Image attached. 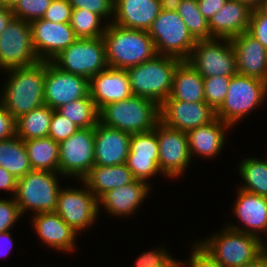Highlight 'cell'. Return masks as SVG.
Wrapping results in <instances>:
<instances>
[{
	"label": "cell",
	"mask_w": 267,
	"mask_h": 267,
	"mask_svg": "<svg viewBox=\"0 0 267 267\" xmlns=\"http://www.w3.org/2000/svg\"><path fill=\"white\" fill-rule=\"evenodd\" d=\"M0 103L17 120L44 102L46 62L29 67L11 68Z\"/></svg>",
	"instance_id": "obj_1"
},
{
	"label": "cell",
	"mask_w": 267,
	"mask_h": 267,
	"mask_svg": "<svg viewBox=\"0 0 267 267\" xmlns=\"http://www.w3.org/2000/svg\"><path fill=\"white\" fill-rule=\"evenodd\" d=\"M103 39L109 68L126 70L157 55L154 41L146 30L128 29L110 23Z\"/></svg>",
	"instance_id": "obj_2"
},
{
	"label": "cell",
	"mask_w": 267,
	"mask_h": 267,
	"mask_svg": "<svg viewBox=\"0 0 267 267\" xmlns=\"http://www.w3.org/2000/svg\"><path fill=\"white\" fill-rule=\"evenodd\" d=\"M160 122V106L147 98L134 96L109 103L99 110V123L129 134L153 130Z\"/></svg>",
	"instance_id": "obj_3"
},
{
	"label": "cell",
	"mask_w": 267,
	"mask_h": 267,
	"mask_svg": "<svg viewBox=\"0 0 267 267\" xmlns=\"http://www.w3.org/2000/svg\"><path fill=\"white\" fill-rule=\"evenodd\" d=\"M181 61L157 54L148 61L126 69L132 95L150 99L160 106L170 95L174 72Z\"/></svg>",
	"instance_id": "obj_4"
},
{
	"label": "cell",
	"mask_w": 267,
	"mask_h": 267,
	"mask_svg": "<svg viewBox=\"0 0 267 267\" xmlns=\"http://www.w3.org/2000/svg\"><path fill=\"white\" fill-rule=\"evenodd\" d=\"M199 244L223 267H242L261 255V239L226 227Z\"/></svg>",
	"instance_id": "obj_5"
},
{
	"label": "cell",
	"mask_w": 267,
	"mask_h": 267,
	"mask_svg": "<svg viewBox=\"0 0 267 267\" xmlns=\"http://www.w3.org/2000/svg\"><path fill=\"white\" fill-rule=\"evenodd\" d=\"M50 62L64 72L90 80L108 68L104 39L77 38Z\"/></svg>",
	"instance_id": "obj_6"
},
{
	"label": "cell",
	"mask_w": 267,
	"mask_h": 267,
	"mask_svg": "<svg viewBox=\"0 0 267 267\" xmlns=\"http://www.w3.org/2000/svg\"><path fill=\"white\" fill-rule=\"evenodd\" d=\"M44 170H31L17 179L16 204L23 215L26 210L37 213L54 212L60 187L56 174Z\"/></svg>",
	"instance_id": "obj_7"
},
{
	"label": "cell",
	"mask_w": 267,
	"mask_h": 267,
	"mask_svg": "<svg viewBox=\"0 0 267 267\" xmlns=\"http://www.w3.org/2000/svg\"><path fill=\"white\" fill-rule=\"evenodd\" d=\"M266 95V81L237 73L231 76L228 93L216 110V118L231 126L262 104Z\"/></svg>",
	"instance_id": "obj_8"
},
{
	"label": "cell",
	"mask_w": 267,
	"mask_h": 267,
	"mask_svg": "<svg viewBox=\"0 0 267 267\" xmlns=\"http://www.w3.org/2000/svg\"><path fill=\"white\" fill-rule=\"evenodd\" d=\"M157 54L188 60L197 40L177 11L161 10L148 30Z\"/></svg>",
	"instance_id": "obj_9"
},
{
	"label": "cell",
	"mask_w": 267,
	"mask_h": 267,
	"mask_svg": "<svg viewBox=\"0 0 267 267\" xmlns=\"http://www.w3.org/2000/svg\"><path fill=\"white\" fill-rule=\"evenodd\" d=\"M216 39L197 40L188 61L203 78L236 75V56L230 39ZM219 40L224 44H219Z\"/></svg>",
	"instance_id": "obj_10"
},
{
	"label": "cell",
	"mask_w": 267,
	"mask_h": 267,
	"mask_svg": "<svg viewBox=\"0 0 267 267\" xmlns=\"http://www.w3.org/2000/svg\"><path fill=\"white\" fill-rule=\"evenodd\" d=\"M40 62L32 44L30 23L14 18L0 34V67H29Z\"/></svg>",
	"instance_id": "obj_11"
},
{
	"label": "cell",
	"mask_w": 267,
	"mask_h": 267,
	"mask_svg": "<svg viewBox=\"0 0 267 267\" xmlns=\"http://www.w3.org/2000/svg\"><path fill=\"white\" fill-rule=\"evenodd\" d=\"M59 174L82 178L94 166V128H81L59 143Z\"/></svg>",
	"instance_id": "obj_12"
},
{
	"label": "cell",
	"mask_w": 267,
	"mask_h": 267,
	"mask_svg": "<svg viewBox=\"0 0 267 267\" xmlns=\"http://www.w3.org/2000/svg\"><path fill=\"white\" fill-rule=\"evenodd\" d=\"M89 79L60 70L46 62L44 102L53 110L89 95Z\"/></svg>",
	"instance_id": "obj_13"
},
{
	"label": "cell",
	"mask_w": 267,
	"mask_h": 267,
	"mask_svg": "<svg viewBox=\"0 0 267 267\" xmlns=\"http://www.w3.org/2000/svg\"><path fill=\"white\" fill-rule=\"evenodd\" d=\"M86 189H60L54 211L77 233L89 227L99 213L98 199Z\"/></svg>",
	"instance_id": "obj_14"
},
{
	"label": "cell",
	"mask_w": 267,
	"mask_h": 267,
	"mask_svg": "<svg viewBox=\"0 0 267 267\" xmlns=\"http://www.w3.org/2000/svg\"><path fill=\"white\" fill-rule=\"evenodd\" d=\"M159 146V168L161 173L178 177L191 162L186 132L172 129L159 122L153 129Z\"/></svg>",
	"instance_id": "obj_15"
},
{
	"label": "cell",
	"mask_w": 267,
	"mask_h": 267,
	"mask_svg": "<svg viewBox=\"0 0 267 267\" xmlns=\"http://www.w3.org/2000/svg\"><path fill=\"white\" fill-rule=\"evenodd\" d=\"M216 119V111L206 102L165 100L160 105V122L172 129L188 132Z\"/></svg>",
	"instance_id": "obj_16"
},
{
	"label": "cell",
	"mask_w": 267,
	"mask_h": 267,
	"mask_svg": "<svg viewBox=\"0 0 267 267\" xmlns=\"http://www.w3.org/2000/svg\"><path fill=\"white\" fill-rule=\"evenodd\" d=\"M32 44L40 61L50 62L77 37L70 23H56L45 19L30 22Z\"/></svg>",
	"instance_id": "obj_17"
},
{
	"label": "cell",
	"mask_w": 267,
	"mask_h": 267,
	"mask_svg": "<svg viewBox=\"0 0 267 267\" xmlns=\"http://www.w3.org/2000/svg\"><path fill=\"white\" fill-rule=\"evenodd\" d=\"M126 165L135 179L145 182L150 176L161 172L159 168V146L154 130L131 134L130 151Z\"/></svg>",
	"instance_id": "obj_18"
},
{
	"label": "cell",
	"mask_w": 267,
	"mask_h": 267,
	"mask_svg": "<svg viewBox=\"0 0 267 267\" xmlns=\"http://www.w3.org/2000/svg\"><path fill=\"white\" fill-rule=\"evenodd\" d=\"M131 134L98 123L94 127V165L112 166L126 163Z\"/></svg>",
	"instance_id": "obj_19"
},
{
	"label": "cell",
	"mask_w": 267,
	"mask_h": 267,
	"mask_svg": "<svg viewBox=\"0 0 267 267\" xmlns=\"http://www.w3.org/2000/svg\"><path fill=\"white\" fill-rule=\"evenodd\" d=\"M237 73L267 82V49L248 32L230 39Z\"/></svg>",
	"instance_id": "obj_20"
},
{
	"label": "cell",
	"mask_w": 267,
	"mask_h": 267,
	"mask_svg": "<svg viewBox=\"0 0 267 267\" xmlns=\"http://www.w3.org/2000/svg\"><path fill=\"white\" fill-rule=\"evenodd\" d=\"M89 94L98 110L103 106L119 102L132 96L126 70L106 68L89 80Z\"/></svg>",
	"instance_id": "obj_21"
},
{
	"label": "cell",
	"mask_w": 267,
	"mask_h": 267,
	"mask_svg": "<svg viewBox=\"0 0 267 267\" xmlns=\"http://www.w3.org/2000/svg\"><path fill=\"white\" fill-rule=\"evenodd\" d=\"M161 12L159 0H115L111 23L128 29L148 31Z\"/></svg>",
	"instance_id": "obj_22"
},
{
	"label": "cell",
	"mask_w": 267,
	"mask_h": 267,
	"mask_svg": "<svg viewBox=\"0 0 267 267\" xmlns=\"http://www.w3.org/2000/svg\"><path fill=\"white\" fill-rule=\"evenodd\" d=\"M234 213L248 229L230 224L227 228L257 237H261L260 232L267 233V197L239 189Z\"/></svg>",
	"instance_id": "obj_23"
},
{
	"label": "cell",
	"mask_w": 267,
	"mask_h": 267,
	"mask_svg": "<svg viewBox=\"0 0 267 267\" xmlns=\"http://www.w3.org/2000/svg\"><path fill=\"white\" fill-rule=\"evenodd\" d=\"M252 9L237 0H227L209 20L212 38L231 39L248 32Z\"/></svg>",
	"instance_id": "obj_24"
},
{
	"label": "cell",
	"mask_w": 267,
	"mask_h": 267,
	"mask_svg": "<svg viewBox=\"0 0 267 267\" xmlns=\"http://www.w3.org/2000/svg\"><path fill=\"white\" fill-rule=\"evenodd\" d=\"M32 224L38 236L50 248L62 251H72L75 247V237L78 234L57 213H37Z\"/></svg>",
	"instance_id": "obj_25"
},
{
	"label": "cell",
	"mask_w": 267,
	"mask_h": 267,
	"mask_svg": "<svg viewBox=\"0 0 267 267\" xmlns=\"http://www.w3.org/2000/svg\"><path fill=\"white\" fill-rule=\"evenodd\" d=\"M150 191L149 184L135 179L132 183L109 190L98 199V206L116 216L129 215L135 212Z\"/></svg>",
	"instance_id": "obj_26"
},
{
	"label": "cell",
	"mask_w": 267,
	"mask_h": 267,
	"mask_svg": "<svg viewBox=\"0 0 267 267\" xmlns=\"http://www.w3.org/2000/svg\"><path fill=\"white\" fill-rule=\"evenodd\" d=\"M134 180L132 172L126 163H123L112 166L94 165L81 181L85 183L84 187H87L99 199L109 190L130 184Z\"/></svg>",
	"instance_id": "obj_27"
},
{
	"label": "cell",
	"mask_w": 267,
	"mask_h": 267,
	"mask_svg": "<svg viewBox=\"0 0 267 267\" xmlns=\"http://www.w3.org/2000/svg\"><path fill=\"white\" fill-rule=\"evenodd\" d=\"M228 127L232 128L229 124L216 118L205 126L186 132L190 156L195 153L206 158L215 157L224 146V132Z\"/></svg>",
	"instance_id": "obj_28"
},
{
	"label": "cell",
	"mask_w": 267,
	"mask_h": 267,
	"mask_svg": "<svg viewBox=\"0 0 267 267\" xmlns=\"http://www.w3.org/2000/svg\"><path fill=\"white\" fill-rule=\"evenodd\" d=\"M166 100L205 102L203 77L188 60L176 67L169 97Z\"/></svg>",
	"instance_id": "obj_29"
},
{
	"label": "cell",
	"mask_w": 267,
	"mask_h": 267,
	"mask_svg": "<svg viewBox=\"0 0 267 267\" xmlns=\"http://www.w3.org/2000/svg\"><path fill=\"white\" fill-rule=\"evenodd\" d=\"M24 145L33 170L58 172L59 174L58 142L48 136L26 140Z\"/></svg>",
	"instance_id": "obj_30"
},
{
	"label": "cell",
	"mask_w": 267,
	"mask_h": 267,
	"mask_svg": "<svg viewBox=\"0 0 267 267\" xmlns=\"http://www.w3.org/2000/svg\"><path fill=\"white\" fill-rule=\"evenodd\" d=\"M0 166L16 179L22 178L33 170L24 141L17 135L0 140Z\"/></svg>",
	"instance_id": "obj_31"
},
{
	"label": "cell",
	"mask_w": 267,
	"mask_h": 267,
	"mask_svg": "<svg viewBox=\"0 0 267 267\" xmlns=\"http://www.w3.org/2000/svg\"><path fill=\"white\" fill-rule=\"evenodd\" d=\"M53 109L43 104L16 120V135L23 141L48 137Z\"/></svg>",
	"instance_id": "obj_32"
},
{
	"label": "cell",
	"mask_w": 267,
	"mask_h": 267,
	"mask_svg": "<svg viewBox=\"0 0 267 267\" xmlns=\"http://www.w3.org/2000/svg\"><path fill=\"white\" fill-rule=\"evenodd\" d=\"M56 111L72 121L79 129L94 128L99 123V110L90 94L64 104Z\"/></svg>",
	"instance_id": "obj_33"
},
{
	"label": "cell",
	"mask_w": 267,
	"mask_h": 267,
	"mask_svg": "<svg viewBox=\"0 0 267 267\" xmlns=\"http://www.w3.org/2000/svg\"><path fill=\"white\" fill-rule=\"evenodd\" d=\"M238 170L245 182L240 189L267 197V160L246 158Z\"/></svg>",
	"instance_id": "obj_34"
},
{
	"label": "cell",
	"mask_w": 267,
	"mask_h": 267,
	"mask_svg": "<svg viewBox=\"0 0 267 267\" xmlns=\"http://www.w3.org/2000/svg\"><path fill=\"white\" fill-rule=\"evenodd\" d=\"M177 12L196 40L211 39L209 22L199 11L197 0H182Z\"/></svg>",
	"instance_id": "obj_35"
},
{
	"label": "cell",
	"mask_w": 267,
	"mask_h": 267,
	"mask_svg": "<svg viewBox=\"0 0 267 267\" xmlns=\"http://www.w3.org/2000/svg\"><path fill=\"white\" fill-rule=\"evenodd\" d=\"M101 19L100 15L87 9L73 8L70 26L77 38H100L107 28V25L104 28L100 26Z\"/></svg>",
	"instance_id": "obj_36"
},
{
	"label": "cell",
	"mask_w": 267,
	"mask_h": 267,
	"mask_svg": "<svg viewBox=\"0 0 267 267\" xmlns=\"http://www.w3.org/2000/svg\"><path fill=\"white\" fill-rule=\"evenodd\" d=\"M231 77L211 76L203 78L205 102L215 111L222 105L228 93Z\"/></svg>",
	"instance_id": "obj_37"
},
{
	"label": "cell",
	"mask_w": 267,
	"mask_h": 267,
	"mask_svg": "<svg viewBox=\"0 0 267 267\" xmlns=\"http://www.w3.org/2000/svg\"><path fill=\"white\" fill-rule=\"evenodd\" d=\"M52 0H17L12 12L16 19L31 22L42 19Z\"/></svg>",
	"instance_id": "obj_38"
},
{
	"label": "cell",
	"mask_w": 267,
	"mask_h": 267,
	"mask_svg": "<svg viewBox=\"0 0 267 267\" xmlns=\"http://www.w3.org/2000/svg\"><path fill=\"white\" fill-rule=\"evenodd\" d=\"M79 128L68 118L59 114L56 110L53 111L48 136L54 141L60 143L71 137Z\"/></svg>",
	"instance_id": "obj_39"
},
{
	"label": "cell",
	"mask_w": 267,
	"mask_h": 267,
	"mask_svg": "<svg viewBox=\"0 0 267 267\" xmlns=\"http://www.w3.org/2000/svg\"><path fill=\"white\" fill-rule=\"evenodd\" d=\"M180 263L167 253L164 248L144 252L137 260L135 267H180Z\"/></svg>",
	"instance_id": "obj_40"
},
{
	"label": "cell",
	"mask_w": 267,
	"mask_h": 267,
	"mask_svg": "<svg viewBox=\"0 0 267 267\" xmlns=\"http://www.w3.org/2000/svg\"><path fill=\"white\" fill-rule=\"evenodd\" d=\"M72 8L87 9L100 15L102 18H107L114 15L115 0H68ZM106 16V17H105Z\"/></svg>",
	"instance_id": "obj_41"
},
{
	"label": "cell",
	"mask_w": 267,
	"mask_h": 267,
	"mask_svg": "<svg viewBox=\"0 0 267 267\" xmlns=\"http://www.w3.org/2000/svg\"><path fill=\"white\" fill-rule=\"evenodd\" d=\"M72 9L68 0H52L42 19L56 23H70Z\"/></svg>",
	"instance_id": "obj_42"
},
{
	"label": "cell",
	"mask_w": 267,
	"mask_h": 267,
	"mask_svg": "<svg viewBox=\"0 0 267 267\" xmlns=\"http://www.w3.org/2000/svg\"><path fill=\"white\" fill-rule=\"evenodd\" d=\"M22 216L15 198L12 200L0 199V233L9 231L13 224Z\"/></svg>",
	"instance_id": "obj_43"
},
{
	"label": "cell",
	"mask_w": 267,
	"mask_h": 267,
	"mask_svg": "<svg viewBox=\"0 0 267 267\" xmlns=\"http://www.w3.org/2000/svg\"><path fill=\"white\" fill-rule=\"evenodd\" d=\"M248 33L267 49V17L258 9L252 10Z\"/></svg>",
	"instance_id": "obj_44"
},
{
	"label": "cell",
	"mask_w": 267,
	"mask_h": 267,
	"mask_svg": "<svg viewBox=\"0 0 267 267\" xmlns=\"http://www.w3.org/2000/svg\"><path fill=\"white\" fill-rule=\"evenodd\" d=\"M194 252L190 257L189 267H223L220 263L216 262L215 259L204 249L198 242L194 244ZM182 264L180 263V267Z\"/></svg>",
	"instance_id": "obj_45"
},
{
	"label": "cell",
	"mask_w": 267,
	"mask_h": 267,
	"mask_svg": "<svg viewBox=\"0 0 267 267\" xmlns=\"http://www.w3.org/2000/svg\"><path fill=\"white\" fill-rule=\"evenodd\" d=\"M16 119L0 103V140L16 136Z\"/></svg>",
	"instance_id": "obj_46"
},
{
	"label": "cell",
	"mask_w": 267,
	"mask_h": 267,
	"mask_svg": "<svg viewBox=\"0 0 267 267\" xmlns=\"http://www.w3.org/2000/svg\"><path fill=\"white\" fill-rule=\"evenodd\" d=\"M227 0H197L198 9L208 20L213 17L226 3Z\"/></svg>",
	"instance_id": "obj_47"
},
{
	"label": "cell",
	"mask_w": 267,
	"mask_h": 267,
	"mask_svg": "<svg viewBox=\"0 0 267 267\" xmlns=\"http://www.w3.org/2000/svg\"><path fill=\"white\" fill-rule=\"evenodd\" d=\"M0 189H4L6 191L9 190L13 192L12 194H14V197L17 190V179L1 166H0Z\"/></svg>",
	"instance_id": "obj_48"
},
{
	"label": "cell",
	"mask_w": 267,
	"mask_h": 267,
	"mask_svg": "<svg viewBox=\"0 0 267 267\" xmlns=\"http://www.w3.org/2000/svg\"><path fill=\"white\" fill-rule=\"evenodd\" d=\"M15 18L12 9L0 6V34L5 30L9 23Z\"/></svg>",
	"instance_id": "obj_49"
},
{
	"label": "cell",
	"mask_w": 267,
	"mask_h": 267,
	"mask_svg": "<svg viewBox=\"0 0 267 267\" xmlns=\"http://www.w3.org/2000/svg\"><path fill=\"white\" fill-rule=\"evenodd\" d=\"M182 0H159L161 10L177 11Z\"/></svg>",
	"instance_id": "obj_50"
},
{
	"label": "cell",
	"mask_w": 267,
	"mask_h": 267,
	"mask_svg": "<svg viewBox=\"0 0 267 267\" xmlns=\"http://www.w3.org/2000/svg\"><path fill=\"white\" fill-rule=\"evenodd\" d=\"M1 239L4 240V242L8 243L10 247H9V248L7 247V248H8V249H11V247L13 246V240H12V238H11V234H10V232H9V231H6V232H3V233H0V240H1ZM2 240H1V241H2ZM2 243H3V241H2ZM8 244H7V245H8ZM1 245H2V244L0 243V246H1ZM3 245H5V244L3 243ZM7 245H6V246H7ZM6 246H5V247H6ZM5 247H4V249H1V250H0V251H1V254H2V255L0 254V256H3V253H4V254H7V253L9 252L8 249L5 250ZM0 248H2V246H1ZM2 250H3V251L5 250V251L3 252Z\"/></svg>",
	"instance_id": "obj_51"
},
{
	"label": "cell",
	"mask_w": 267,
	"mask_h": 267,
	"mask_svg": "<svg viewBox=\"0 0 267 267\" xmlns=\"http://www.w3.org/2000/svg\"><path fill=\"white\" fill-rule=\"evenodd\" d=\"M242 267H264V254L261 253L253 262L247 263Z\"/></svg>",
	"instance_id": "obj_52"
},
{
	"label": "cell",
	"mask_w": 267,
	"mask_h": 267,
	"mask_svg": "<svg viewBox=\"0 0 267 267\" xmlns=\"http://www.w3.org/2000/svg\"><path fill=\"white\" fill-rule=\"evenodd\" d=\"M240 3L247 5L250 9H258L262 0H237Z\"/></svg>",
	"instance_id": "obj_53"
},
{
	"label": "cell",
	"mask_w": 267,
	"mask_h": 267,
	"mask_svg": "<svg viewBox=\"0 0 267 267\" xmlns=\"http://www.w3.org/2000/svg\"><path fill=\"white\" fill-rule=\"evenodd\" d=\"M258 10L267 17V0H262Z\"/></svg>",
	"instance_id": "obj_54"
},
{
	"label": "cell",
	"mask_w": 267,
	"mask_h": 267,
	"mask_svg": "<svg viewBox=\"0 0 267 267\" xmlns=\"http://www.w3.org/2000/svg\"><path fill=\"white\" fill-rule=\"evenodd\" d=\"M17 0H0V6L12 8Z\"/></svg>",
	"instance_id": "obj_55"
},
{
	"label": "cell",
	"mask_w": 267,
	"mask_h": 267,
	"mask_svg": "<svg viewBox=\"0 0 267 267\" xmlns=\"http://www.w3.org/2000/svg\"><path fill=\"white\" fill-rule=\"evenodd\" d=\"M261 253L267 255V244L263 242V239H261Z\"/></svg>",
	"instance_id": "obj_56"
},
{
	"label": "cell",
	"mask_w": 267,
	"mask_h": 267,
	"mask_svg": "<svg viewBox=\"0 0 267 267\" xmlns=\"http://www.w3.org/2000/svg\"><path fill=\"white\" fill-rule=\"evenodd\" d=\"M264 267H267V255H264Z\"/></svg>",
	"instance_id": "obj_57"
}]
</instances>
